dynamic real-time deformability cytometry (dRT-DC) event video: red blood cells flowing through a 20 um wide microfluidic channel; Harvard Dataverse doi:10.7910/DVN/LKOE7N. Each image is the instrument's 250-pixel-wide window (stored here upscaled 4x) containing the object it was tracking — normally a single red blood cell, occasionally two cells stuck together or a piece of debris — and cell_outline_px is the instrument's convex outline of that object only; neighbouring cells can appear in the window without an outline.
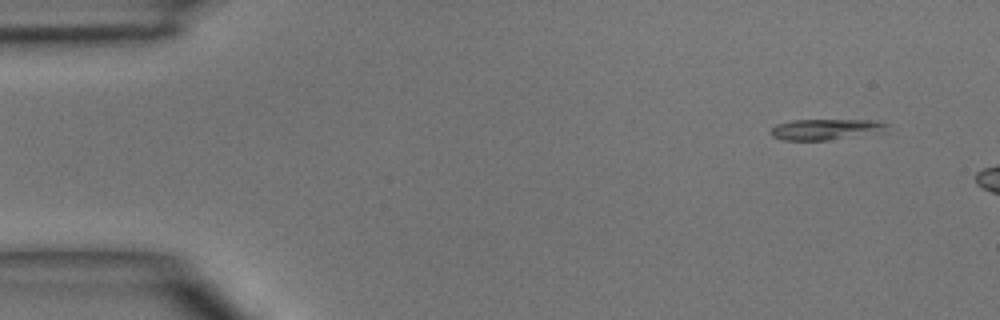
{"species": "common noctule bat (a hibernating species)", "species_latin": "Nyctalus noctula", "temperature_condition": "room temperature", "stored_images_in_passage": 3, "camera_frame_rate_fps": 3000, "um_per_image_px": 0.085, "animal": {"sex": "male", "body_mass_g": 15.6}, "frame": {"image": 1, "passage_image": 1, "time_ms": 0.0, "image_size_px": [1000, 320], "cell_outline_px": [[888, 132], [828, 140], [784, 140], [772, 136], [772, 128], [776, 124], [792, 120], [872, 120], [888, 124]], "centroid_in_image_um": [70.26, 11.0], "position_along_channel_um": 14.7, "area_um2": 14.22}}